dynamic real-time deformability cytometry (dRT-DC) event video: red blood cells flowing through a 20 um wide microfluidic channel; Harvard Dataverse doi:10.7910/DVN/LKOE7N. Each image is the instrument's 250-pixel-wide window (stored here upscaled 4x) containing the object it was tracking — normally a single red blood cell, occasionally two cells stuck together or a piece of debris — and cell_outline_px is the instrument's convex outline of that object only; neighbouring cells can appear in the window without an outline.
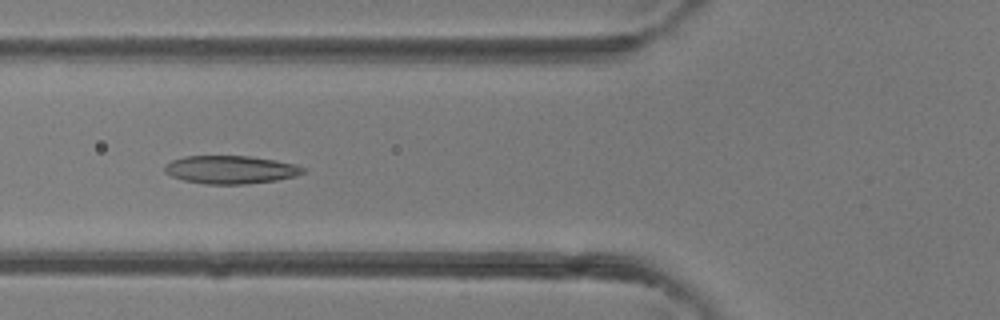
{"species": "common noctule bat (a hibernating species)", "species_latin": "Nyctalus noctula", "temperature_condition": "room temperature", "stored_images_in_passage": 37, "camera_frame_rate_fps": 3000, "um_per_image_px": 0.085, "animal": {"sex": "female"}, "frame": {"image": 1, "passage_image": 12, "time_ms": 3.667, "image_size_px": [1000, 320], "cell_outline_px": [[304, 172], [296, 176], [276, 180], [244, 184], [204, 184], [184, 180], [172, 176], [164, 172], [164, 168], [172, 160], [184, 156], [248, 156], [276, 160], [296, 164], [304, 168]], "centroid_in_image_um": [19.61, 14.42], "position_along_channel_um": 106.2, "area_um2": 22.54}}
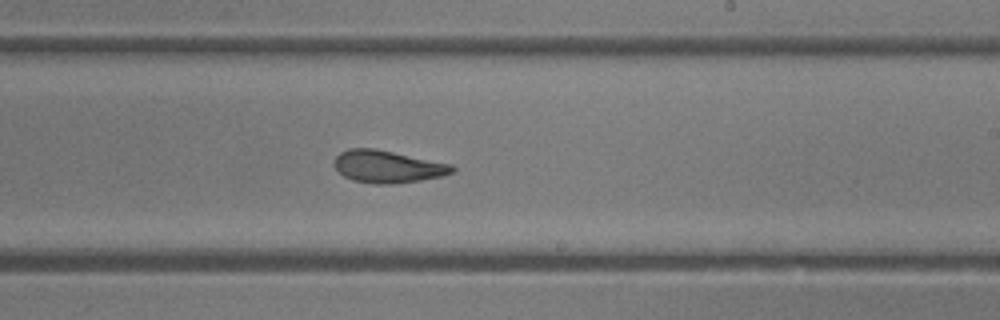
{"frame": {"image": 2, "passage_image": 21, "time_ms": 6.667, "image_size_px": [1000, 320], "cell_outline_px": [[456, 168], [452, 172], [444, 176], [420, 180], [392, 184], [376, 184], [352, 180], [344, 176], [336, 168], [336, 156], [340, 152], [348, 148], [376, 148], [452, 164]], "centroid_in_image_um": [32.98, 14.15], "position_along_channel_um": 256.0, "area_um2": 22.2}}
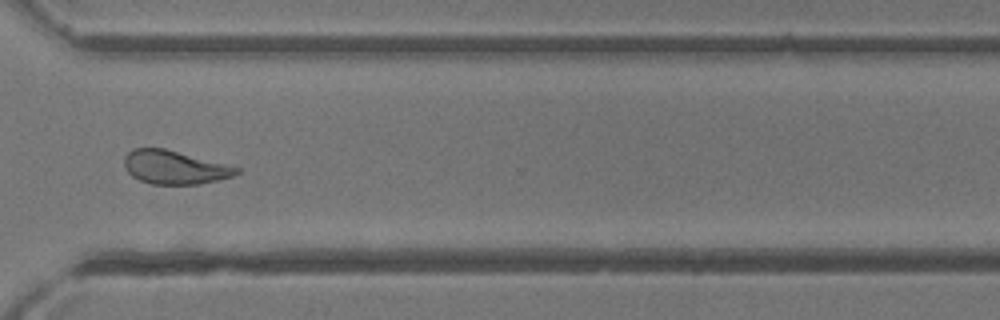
{"frame": {"image": 3, "passage_image": 27, "time_ms": 8.667, "image_size_px": [1000, 320], "cell_outline_px": [[240, 172], [232, 176], [200, 184], [152, 184], [140, 180], [132, 176], [124, 168], [124, 156], [132, 148], [164, 148], [240, 168]], "centroid_in_image_um": [14.79, 14.22], "position_along_channel_um": 355.8, "area_um2": 21.73}}